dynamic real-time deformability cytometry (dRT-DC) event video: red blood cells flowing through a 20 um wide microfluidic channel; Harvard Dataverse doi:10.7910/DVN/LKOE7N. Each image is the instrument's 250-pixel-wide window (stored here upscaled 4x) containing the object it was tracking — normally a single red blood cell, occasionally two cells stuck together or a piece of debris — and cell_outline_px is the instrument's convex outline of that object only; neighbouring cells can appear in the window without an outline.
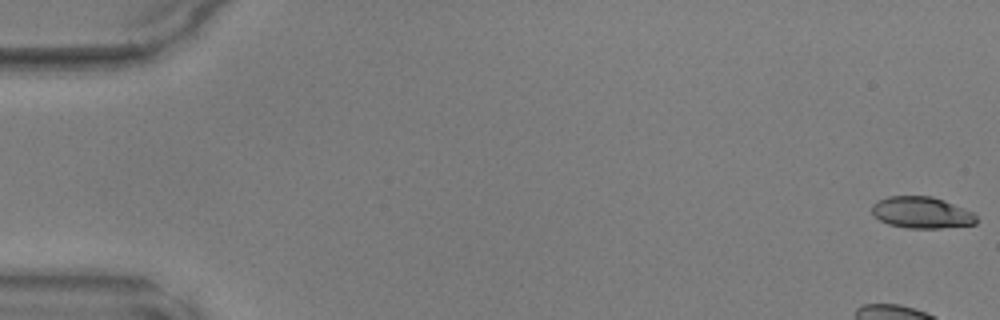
{"species": "common noctule bat (a hibernating species)", "species_latin": "Nyctalus noctula", "temperature_condition": "warm", "stored_images_in_passage": 50, "camera_frame_rate_fps": 3000, "um_per_image_px": 0.085, "animal": {"sex": "male", "body_mass_g": 17.9, "forearm_length_mm": 54.2}, "frame": {"image": 1, "passage_image": 1, "time_ms": 0.0, "image_size_px": [1000, 320], "cell_outline_px": [[976, 224], [940, 228], [908, 228], [888, 224], [880, 220], [872, 212], [872, 204], [888, 196], [932, 196], [944, 200], [964, 208], [972, 212], [976, 216]], "centroid_in_image_um": [78.34, 18.06], "position_along_channel_um": 6.7, "area_um2": 19.07}}